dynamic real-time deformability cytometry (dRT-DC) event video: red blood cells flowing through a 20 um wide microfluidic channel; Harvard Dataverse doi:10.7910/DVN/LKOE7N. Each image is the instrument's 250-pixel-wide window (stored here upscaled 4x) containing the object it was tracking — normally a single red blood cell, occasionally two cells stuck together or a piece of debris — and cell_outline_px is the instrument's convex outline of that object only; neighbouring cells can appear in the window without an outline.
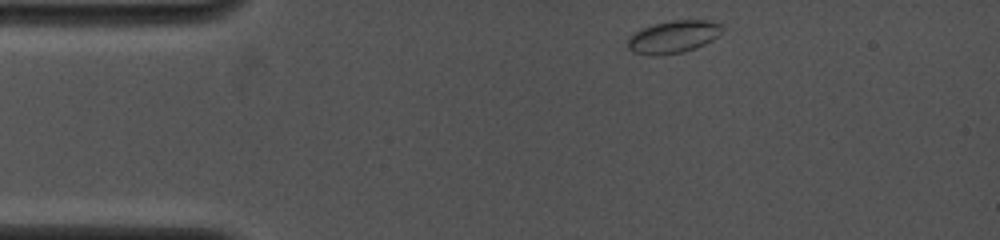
{"species": "common noctule bat (a hibernating species)", "species_latin": "Nyctalus noctula", "temperature_condition": "cold", "stored_images_in_passage": 40, "camera_frame_rate_fps": 4000, "um_per_image_px": 0.085, "animal": {"sex": "female", "body_mass_g": 19.0, "forearm_length_mm": 53.3}, "frame": {"image": 1, "passage_image": 1, "time_ms": 0.0, "image_size_px": [1000, 240], "cell_outline_px": [[724, 28], [712, 40], [696, 48], [680, 52], [656, 56], [648, 56], [632, 52], [628, 48], [628, 36], [644, 28], [656, 24], [672, 20], [708, 20], [720, 24]], "centroid_in_image_um": [57.21, 3.14], "position_along_channel_um": 27.8, "area_um2": 17.74}}
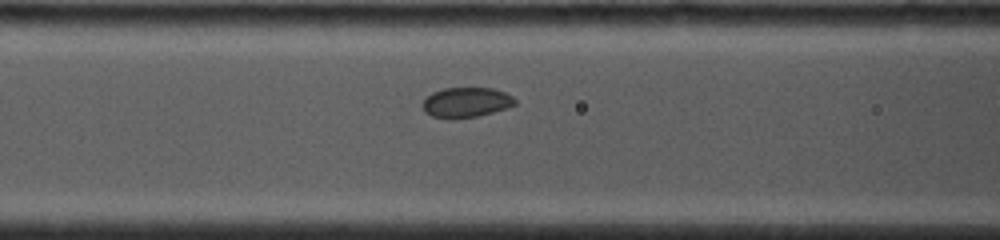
{"frame": {"image": 2, "passage_image": 27, "time_ms": 3.75, "image_size_px": [1000, 240], "cell_outline_px": [[516, 104], [508, 108], [476, 116], [452, 120], [432, 116], [424, 112], [424, 100], [432, 92], [444, 88], [492, 88], [504, 92], [512, 96], [516, 100]], "centroid_in_image_um": [39.63, 8.71], "position_along_channel_um": 127.0, "area_um2": 16.18}}
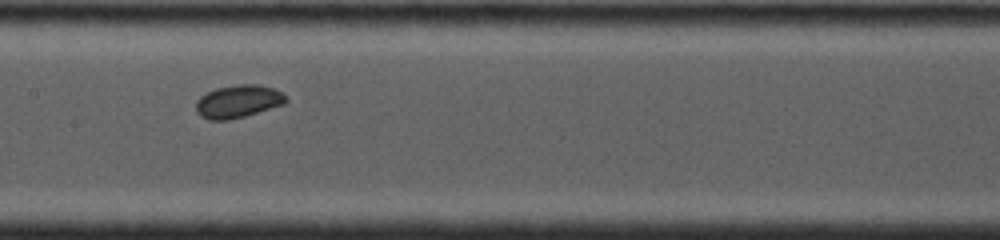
{"frame": {"image": 3, "passage_image": 39, "time_ms": 5.25, "image_size_px": [1000, 240], "cell_outline_px": [[288, 100], [284, 104], [244, 116], [228, 120], [208, 120], [200, 116], [196, 112], [196, 100], [200, 96], [216, 88], [240, 84], [256, 84], [272, 88], [284, 92], [288, 96]], "centroid_in_image_um": [20.25, 8.62], "position_along_channel_um": 187.2, "area_um2": 17.28}}